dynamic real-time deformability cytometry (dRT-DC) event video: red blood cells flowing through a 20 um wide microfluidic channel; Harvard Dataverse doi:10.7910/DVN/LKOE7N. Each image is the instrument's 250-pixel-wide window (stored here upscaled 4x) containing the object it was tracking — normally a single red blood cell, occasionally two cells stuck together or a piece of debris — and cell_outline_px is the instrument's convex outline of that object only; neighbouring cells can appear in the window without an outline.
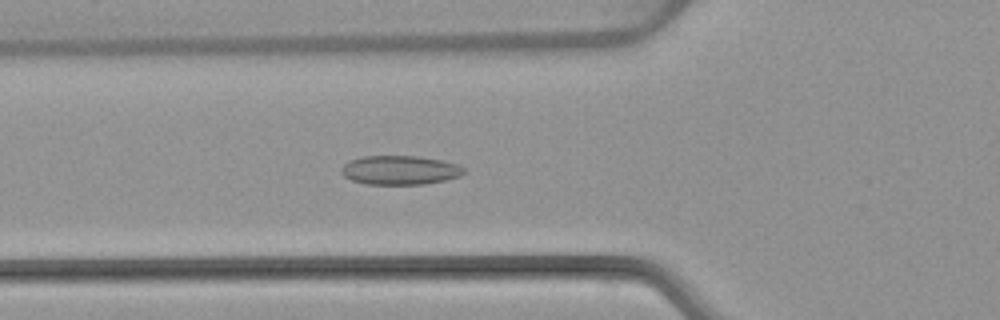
{"species": "common noctule bat (a hibernating species)", "species_latin": "Nyctalus noctula", "temperature_condition": "warm", "stored_images_in_passage": 52, "camera_frame_rate_fps": 3000, "um_per_image_px": 0.085, "animal": {"sex": "female", "body_mass_g": 22.7, "forearm_length_mm": 54.2}, "frame": {"image": 1, "passage_image": 19, "time_ms": 6.0, "image_size_px": [1000, 320], "cell_outline_px": [[464, 172], [460, 176], [444, 180], [424, 184], [364, 184], [352, 180], [344, 176], [340, 172], [340, 168], [344, 164], [352, 160], [364, 156], [420, 156], [440, 160], [456, 164], [464, 168]], "centroid_in_image_um": [33.97, 14.46], "position_along_channel_um": 91.8, "area_um2": 20.63}}
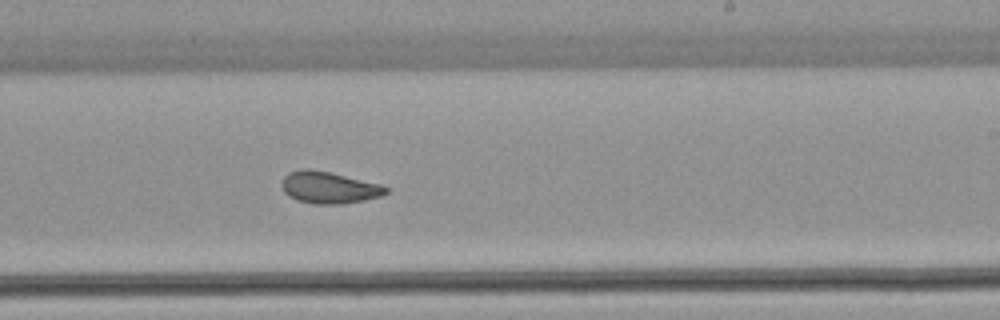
{"frame": {"image": 2, "passage_image": 32, "time_ms": 10.333, "image_size_px": [1000, 320], "cell_outline_px": [[388, 192], [380, 196], [364, 200], [340, 204], [316, 204], [300, 200], [288, 196], [284, 192], [280, 184], [284, 176], [288, 172], [300, 168], [308, 168], [328, 172], [380, 184], [388, 188]], "centroid_in_image_um": [27.91, 15.93], "position_along_channel_um": 261.1, "area_um2": 19.19}}
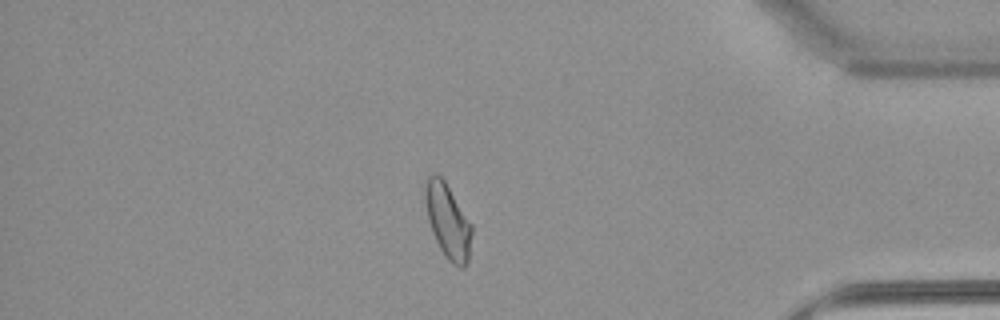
{"frame": {"image": 3, "passage_image": 45, "time_ms": 14.667, "image_size_px": [1000, 320], "cell_outline_px": [[472, 232], [468, 260], [464, 268], [460, 268], [452, 264], [448, 260], [440, 248], [432, 232], [428, 220], [424, 200], [424, 188], [428, 176], [436, 172], [444, 180], [472, 224]], "centroid_in_image_um": [38.05, 18.78], "position_along_channel_um": 397.1, "area_um2": 20.23}, "authors_computed_cell_mechanics": {"area_um2": 20.1433, "velocity_mm_per_s": 3.9047, "shape_relaxation_time_tau1_ms": null, "shape_relaxation_time_tau2_ms": 1.4995, "deformation_change_tau1": null, "deformation_change_tau2": 0.0683}}